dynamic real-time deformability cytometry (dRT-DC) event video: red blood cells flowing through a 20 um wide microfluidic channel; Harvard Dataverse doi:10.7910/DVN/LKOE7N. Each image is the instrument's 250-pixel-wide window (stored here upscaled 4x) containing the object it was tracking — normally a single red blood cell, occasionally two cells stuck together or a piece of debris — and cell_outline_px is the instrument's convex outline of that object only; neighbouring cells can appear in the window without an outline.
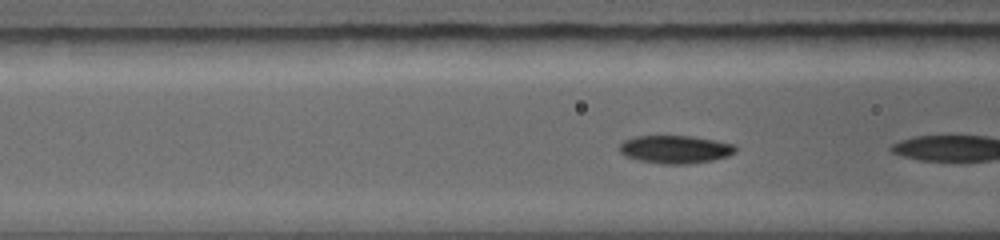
{"species": "common noctule bat (a hibernating species)", "species_latin": "Nyctalus noctula", "temperature_condition": "warm", "stored_images_in_passage": 4, "camera_frame_rate_fps": 5000, "um_per_image_px": 0.085, "animal": {"sex": "female", "body_mass_g": 19.0, "forearm_length_mm": 56.7}, "frame": {"image": 1, "passage_image": 3, "time_ms": 0.4, "image_size_px": [1000, 240], "cell_outline_px": [[736, 152], [728, 156], [712, 160], [688, 164], [660, 164], [640, 160], [628, 156], [620, 152], [620, 144], [624, 140], [632, 136], [692, 136], [736, 144]], "centroid_in_image_um": [57.42, 12.69], "position_along_channel_um": 109.2, "area_um2": 18.9}}